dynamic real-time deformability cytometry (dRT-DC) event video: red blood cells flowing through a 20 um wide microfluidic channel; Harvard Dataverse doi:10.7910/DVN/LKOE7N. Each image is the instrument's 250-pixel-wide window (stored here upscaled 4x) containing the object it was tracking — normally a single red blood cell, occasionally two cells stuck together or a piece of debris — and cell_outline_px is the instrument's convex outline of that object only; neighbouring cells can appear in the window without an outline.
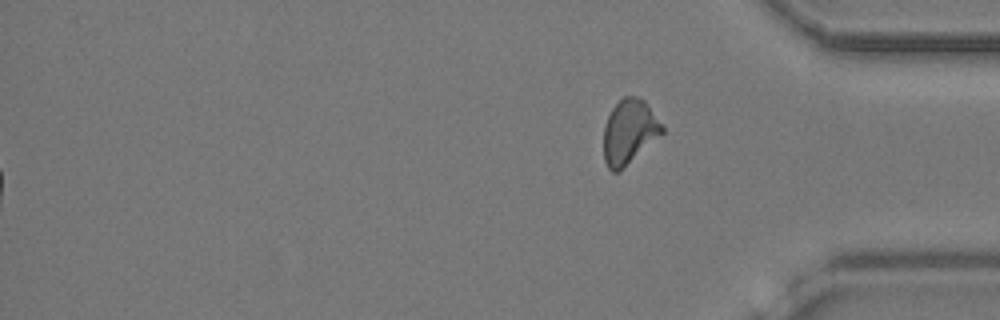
{"species": "common noctule bat (a hibernating species)", "species_latin": "Nyctalus noctula", "temperature_condition": "cold", "stored_images_in_passage": 39, "segment_of_instrument_passage": [2, 2], "camera_frame_rate_fps": 3000, "um_per_image_px": 0.085, "animal": {"sex": "female", "body_mass_g": 24.6, "forearm_length_mm": 56.2}, "frame": {"image": 1, "passage_image": 39, "time_ms": 12.667, "image_size_px": [1000, 320], "cell_outline_px": [[664, 132], [620, 172], [612, 172], [608, 168], [604, 160], [604, 124], [612, 108], [624, 96], [636, 96], [644, 100], [664, 128]], "centroid_in_image_um": [53.47, 11.23], "position_along_channel_um": 381.7, "area_um2": 21.91}}